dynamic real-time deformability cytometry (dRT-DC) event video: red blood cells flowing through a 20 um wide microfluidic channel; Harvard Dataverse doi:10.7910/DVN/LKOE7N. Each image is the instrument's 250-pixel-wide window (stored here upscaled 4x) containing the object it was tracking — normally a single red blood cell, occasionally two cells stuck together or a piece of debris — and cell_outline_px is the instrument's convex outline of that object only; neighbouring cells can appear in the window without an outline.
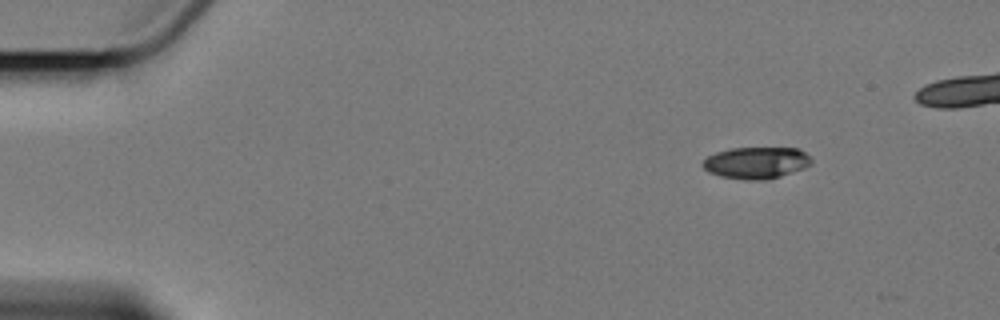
{"species": "Egyptian fruit bat (a non-hibernating species)", "species_latin": "Rousettus aegyptiacus", "temperature_condition": "cold", "stored_images_in_passage": 5, "camera_frame_rate_fps": 3000, "um_per_image_px": 0.085, "animal": {"sex": "female"}, "frame": {"image": 1, "passage_image": 1, "time_ms": 0.0, "image_size_px": [1000, 320], "cell_outline_px": [[812, 164], [804, 168], [780, 176], [764, 180], [744, 180], [720, 176], [708, 172], [700, 164], [708, 156], [716, 152], [732, 148], [796, 148], [804, 152], [812, 160]], "centroid_in_image_um": [64.26, 13.84], "position_along_channel_um": 20.7, "area_um2": 20.06}}